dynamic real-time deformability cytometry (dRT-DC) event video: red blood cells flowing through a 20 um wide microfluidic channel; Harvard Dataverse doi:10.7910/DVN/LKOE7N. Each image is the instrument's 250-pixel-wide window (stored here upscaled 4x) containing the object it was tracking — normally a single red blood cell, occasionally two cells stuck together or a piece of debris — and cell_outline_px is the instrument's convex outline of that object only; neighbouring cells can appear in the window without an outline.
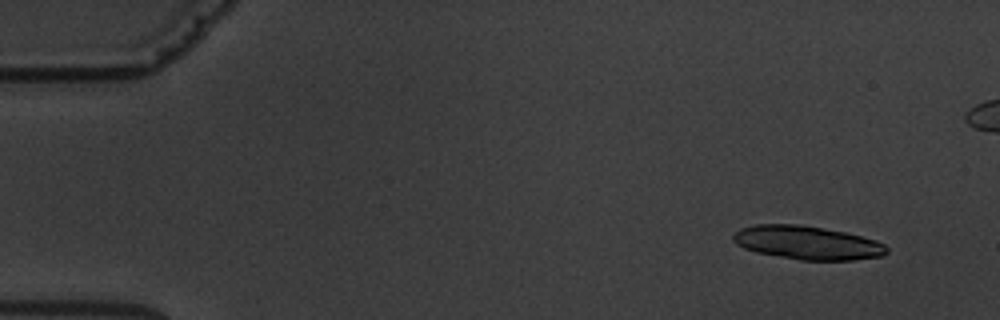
{"species": "common noctule bat (a hibernating species)", "species_latin": "Nyctalus noctula", "temperature_condition": "warm", "stored_images_in_passage": 5, "camera_frame_rate_fps": 3000, "um_per_image_px": 0.085, "animal": {"sex": "male", "body_mass_g": 19.5, "forearm_length_mm": 54.6}, "frame": {"image": 1, "passage_image": 2, "time_ms": 1.0, "image_size_px": [1000, 320], "cell_outline_px": [[888, 252], [884, 256], [852, 260], [800, 260], [756, 252], [744, 248], [736, 244], [732, 240], [732, 236], [740, 228], [756, 224], [800, 224], [848, 232], [876, 240], [884, 244], [888, 248]], "centroid_in_image_um": [68.64, 20.62], "position_along_channel_um": 16.4, "area_um2": 30.29}}